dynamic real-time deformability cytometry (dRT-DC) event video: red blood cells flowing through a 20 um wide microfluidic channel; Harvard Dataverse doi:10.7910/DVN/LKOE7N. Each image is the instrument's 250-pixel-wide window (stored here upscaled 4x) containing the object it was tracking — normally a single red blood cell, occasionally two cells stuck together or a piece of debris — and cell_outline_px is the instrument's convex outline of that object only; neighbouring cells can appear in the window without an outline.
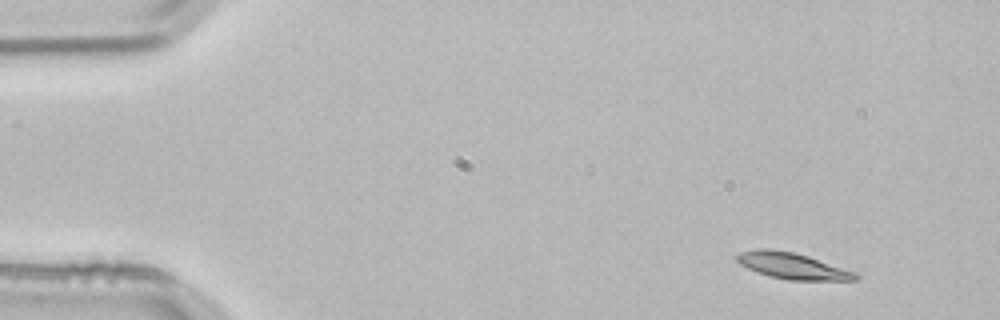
{"species": "common noctule bat (a hibernating species)", "species_latin": "Nyctalus noctula", "temperature_condition": "room temperature", "stored_images_in_passage": 3, "camera_frame_rate_fps": 3000, "um_per_image_px": 0.085, "animal": {"sex": "male", "body_mass_g": 21.5, "forearm_length_mm": 52.0}, "frame": {"image": 1, "passage_image": 1, "time_ms": 0.0, "image_size_px": [1000, 320], "cell_outline_px": [[860, 276], [856, 280], [788, 280], [768, 276], [756, 272], [740, 264], [736, 260], [736, 256], [740, 252], [756, 248], [768, 248], [796, 252], [856, 272]], "centroid_in_image_um": [67.33, 22.59], "position_along_channel_um": 17.7, "area_um2": 18.26}}
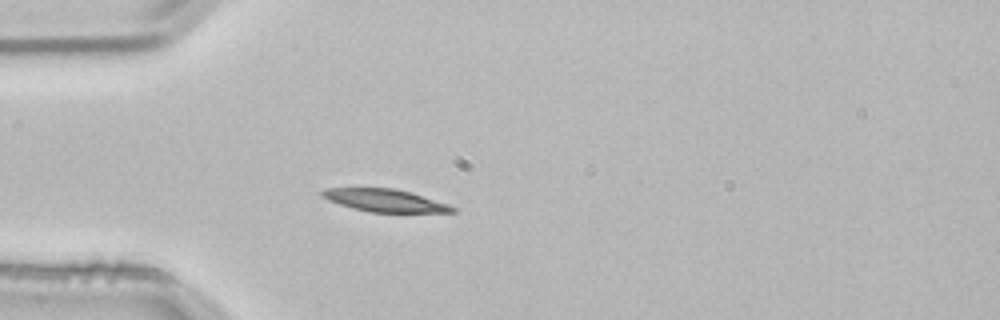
{"frame": {"image": 2, "passage_image": 3, "time_ms": 0.667, "image_size_px": [1000, 320], "cell_outline_px": [[456, 212], [368, 212], [352, 208], [328, 200], [320, 196], [320, 192], [328, 188], [392, 188], [408, 192], [448, 204], [456, 208]], "centroid_in_image_um": [32.67, 17.04], "position_along_channel_um": 52.3, "area_um2": 16.88}}